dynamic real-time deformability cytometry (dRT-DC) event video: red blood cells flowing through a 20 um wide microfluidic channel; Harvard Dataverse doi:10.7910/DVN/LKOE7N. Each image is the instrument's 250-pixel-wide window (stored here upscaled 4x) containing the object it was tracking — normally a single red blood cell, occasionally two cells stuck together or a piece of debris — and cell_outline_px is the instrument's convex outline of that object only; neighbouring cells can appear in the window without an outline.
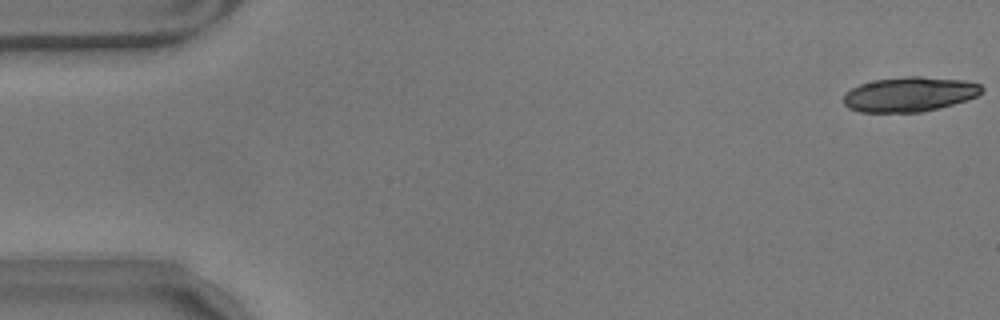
{"species": "common noctule bat (a hibernating species)", "species_latin": "Nyctalus noctula", "temperature_condition": "warm", "stored_images_in_passage": 19, "camera_frame_rate_fps": 3000, "um_per_image_px": 0.085, "animal": {"sex": "male", "body_mass_g": 17.9}, "frame": {"image": 1, "passage_image": 1, "time_ms": 0.0, "image_size_px": [1000, 320], "cell_outline_px": [[984, 92], [976, 96], [952, 104], [920, 112], [860, 112], [848, 108], [844, 104], [844, 92], [860, 84], [876, 80], [908, 76], [920, 76], [964, 80], [980, 84], [984, 88]], "centroid_in_image_um": [77.3, 8.01], "position_along_channel_um": 7.7, "area_um2": 27.86}}